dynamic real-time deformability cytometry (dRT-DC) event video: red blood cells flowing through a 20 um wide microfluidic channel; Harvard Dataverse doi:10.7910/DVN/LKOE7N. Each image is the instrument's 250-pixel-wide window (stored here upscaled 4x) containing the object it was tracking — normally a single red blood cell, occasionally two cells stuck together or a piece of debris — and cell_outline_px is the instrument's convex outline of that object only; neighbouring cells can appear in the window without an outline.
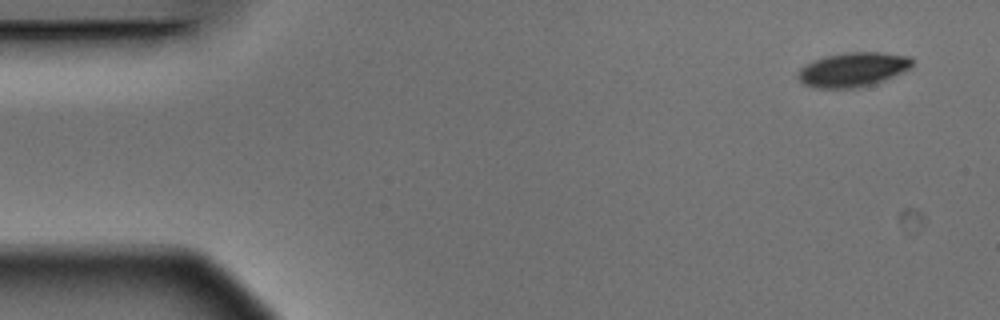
{"species": "Egyptian fruit bat (a non-hibernating species)", "species_latin": "Rousettus aegyptiacus", "temperature_condition": "warm", "stored_images_in_passage": 4, "camera_frame_rate_fps": 3000, "um_per_image_px": 0.085, "animal": {"sex": "male"}, "frame": {"image": 1, "passage_image": 1, "time_ms": 0.0, "image_size_px": [1000, 320], "cell_outline_px": [[912, 64], [904, 72], [884, 80], [872, 84], [856, 88], [816, 88], [804, 84], [796, 76], [796, 72], [804, 64], [812, 60], [824, 56], [848, 52], [880, 52], [912, 56]], "centroid_in_image_um": [72.46, 5.9], "position_along_channel_um": 12.5, "area_um2": 23.06}}
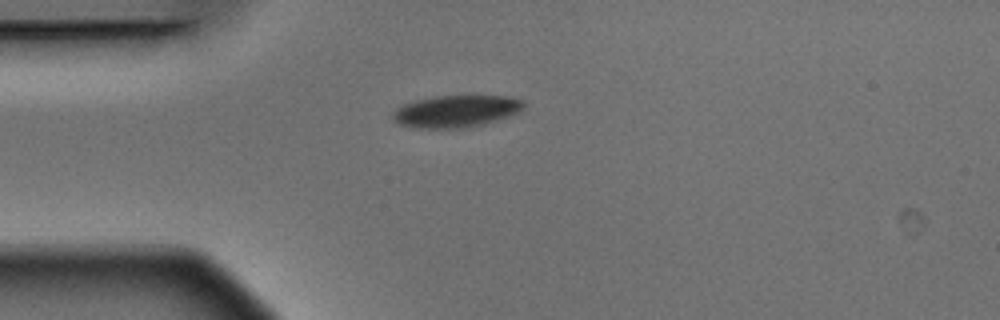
{"frame": {"image": 2, "passage_image": 4, "time_ms": 1.0, "image_size_px": [1000, 320], "cell_outline_px": [[524, 108], [520, 112], [496, 120], [480, 124], [460, 128], [416, 128], [400, 124], [392, 116], [392, 112], [396, 108], [404, 104], [416, 100], [436, 96], [508, 96], [524, 100]], "centroid_in_image_um": [38.78, 9.44], "position_along_channel_um": 46.2, "area_um2": 24.22}}